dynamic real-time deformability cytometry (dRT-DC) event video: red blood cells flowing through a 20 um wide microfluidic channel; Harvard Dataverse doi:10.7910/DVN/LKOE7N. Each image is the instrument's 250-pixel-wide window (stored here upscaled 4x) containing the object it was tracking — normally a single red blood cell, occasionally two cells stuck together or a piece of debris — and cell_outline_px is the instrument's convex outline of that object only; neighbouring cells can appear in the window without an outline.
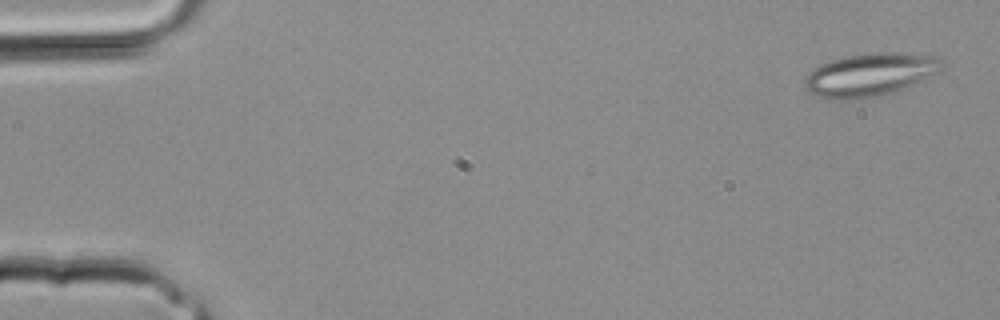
{"species": "common noctule bat (a hibernating species)", "species_latin": "Nyctalus noctula", "temperature_condition": "room temperature", "stored_images_in_passage": 33, "camera_frame_rate_fps": 3000, "um_per_image_px": 0.085, "animal": {"sex": "male", "body_mass_g": 20.4}, "frame": {"image": 1, "passage_image": 2, "time_ms": 0.333, "image_size_px": [1000, 320], "cell_outline_px": [[940, 72], [892, 92], [872, 96], [848, 100], [832, 100], [820, 96], [804, 88], [804, 80], [816, 68], [832, 60], [848, 56], [872, 52], [896, 52], [940, 56]], "centroid_in_image_um": [73.96, 6.33], "position_along_channel_um": 11.0, "area_um2": 33.64}}
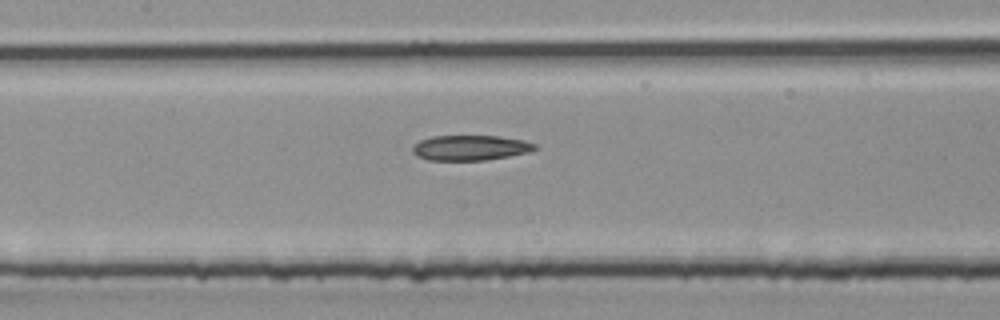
{"frame": {"image": 2, "passage_image": 16, "time_ms": 5.0, "image_size_px": [1000, 320], "cell_outline_px": [[540, 148], [528, 152], [508, 156], [484, 160], [428, 160], [416, 156], [412, 152], [412, 144], [420, 140], [432, 136], [500, 136], [524, 140], [536, 144]], "centroid_in_image_um": [39.96, 12.55], "position_along_channel_um": 167.4, "area_um2": 18.09}}
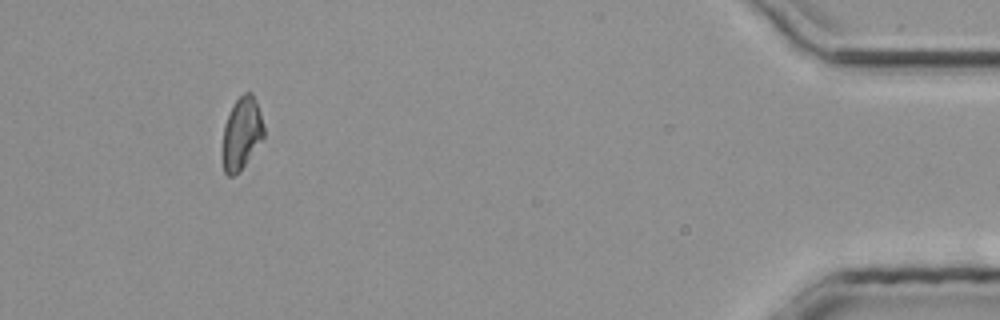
{"frame": {"image": 3, "passage_image": 31, "time_ms": 10.0, "image_size_px": [1000, 320], "cell_outline_px": [[264, 136], [240, 172], [232, 176], [228, 176], [224, 172], [220, 156], [220, 152], [224, 124], [232, 104], [244, 92], [252, 92], [260, 112], [264, 128]], "centroid_in_image_um": [20.48, 11.38], "position_along_channel_um": 414.7, "area_um2": 17.86}}